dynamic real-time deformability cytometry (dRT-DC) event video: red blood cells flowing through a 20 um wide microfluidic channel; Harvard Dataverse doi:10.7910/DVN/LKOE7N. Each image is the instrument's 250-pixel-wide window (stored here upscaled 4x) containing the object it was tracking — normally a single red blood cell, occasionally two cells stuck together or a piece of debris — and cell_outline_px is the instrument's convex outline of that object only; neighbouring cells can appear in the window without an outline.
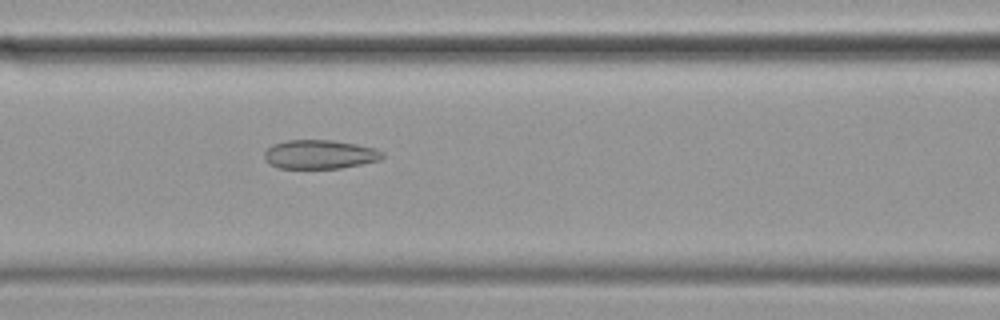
{"species": "common noctule bat (a hibernating species)", "species_latin": "Nyctalus noctula", "temperature_condition": "cold", "stored_images_in_passage": 54, "camera_frame_rate_fps": 3000, "um_per_image_px": 0.085, "animal": {"sex": "female", "body_mass_g": 19.9}, "frame": {"image": 1, "passage_image": 21, "time_ms": 6.667, "image_size_px": [1000, 320], "cell_outline_px": [[384, 156], [380, 160], [340, 168], [276, 168], [268, 164], [264, 160], [264, 152], [272, 144], [288, 140], [332, 140], [356, 144], [376, 148], [384, 152]], "centroid_in_image_um": [27.15, 13.12], "position_along_channel_um": 139.4, "area_um2": 20.06}}
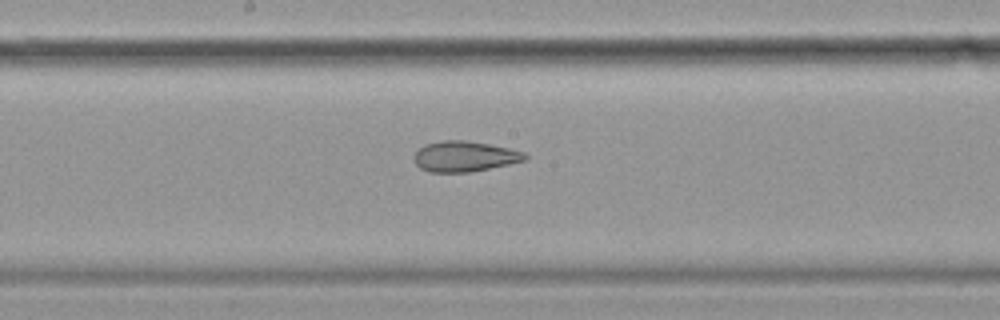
{"frame": {"image": 2, "passage_image": 27, "time_ms": 8.667, "image_size_px": [1000, 320], "cell_outline_px": [[528, 160], [468, 172], [428, 172], [420, 168], [416, 164], [412, 156], [424, 144], [444, 140], [464, 140], [488, 144], [508, 148], [524, 152], [528, 156]], "centroid_in_image_um": [39.46, 13.29], "position_along_channel_um": 208.7, "area_um2": 19.65}}
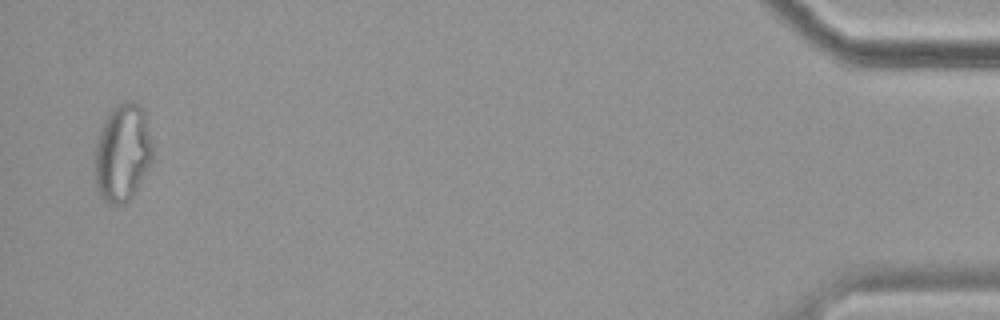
{"frame": {"image": 3, "passage_image": 53, "time_ms": 17.333, "image_size_px": [1000, 320], "cell_outline_px": [[152, 160], [132, 196], [124, 204], [108, 204], [100, 196], [96, 188], [96, 144], [104, 120], [112, 108], [116, 104], [124, 100], [132, 100], [140, 104], [144, 108], [152, 144]], "centroid_in_image_um": [10.42, 12.94], "position_along_channel_um": 424.8, "area_um2": 32.77}, "authors_computed_cell_mechanics": {"area_um2": 25.2297, "velocity_mm_per_s": 3.4802, "shape_relaxation_time_tau1_ms": null, "shape_relaxation_time_tau2_ms": 3.2582, "deformation_change_tau1": null, "deformation_change_tau2": 0.1058}}